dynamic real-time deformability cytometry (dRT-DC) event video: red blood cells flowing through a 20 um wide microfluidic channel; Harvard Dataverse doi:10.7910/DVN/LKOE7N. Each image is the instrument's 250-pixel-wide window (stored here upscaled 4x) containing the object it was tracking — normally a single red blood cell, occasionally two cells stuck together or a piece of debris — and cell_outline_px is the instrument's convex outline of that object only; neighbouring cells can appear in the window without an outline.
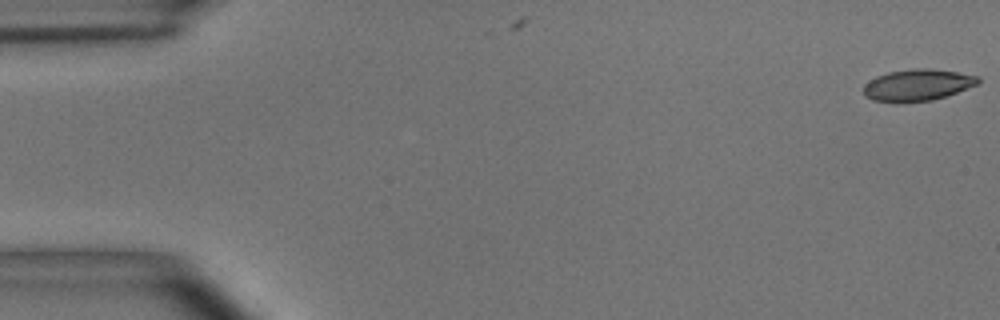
{"species": "common noctule bat (a hibernating species)", "species_latin": "Nyctalus noctula", "temperature_condition": "room temperature", "stored_images_in_passage": 6, "camera_frame_rate_fps": 3000, "um_per_image_px": 0.085, "animal": {"sex": "male", "body_mass_g": 15.6}, "frame": {"image": 1, "passage_image": 1, "time_ms": 0.0, "image_size_px": [1000, 320], "cell_outline_px": [[980, 84], [932, 100], [872, 100], [864, 92], [864, 84], [876, 76], [888, 72], [916, 68], [928, 68], [956, 72], [980, 76]], "centroid_in_image_um": [78.05, 7.18], "position_along_channel_um": 7.0, "area_um2": 20.4}}